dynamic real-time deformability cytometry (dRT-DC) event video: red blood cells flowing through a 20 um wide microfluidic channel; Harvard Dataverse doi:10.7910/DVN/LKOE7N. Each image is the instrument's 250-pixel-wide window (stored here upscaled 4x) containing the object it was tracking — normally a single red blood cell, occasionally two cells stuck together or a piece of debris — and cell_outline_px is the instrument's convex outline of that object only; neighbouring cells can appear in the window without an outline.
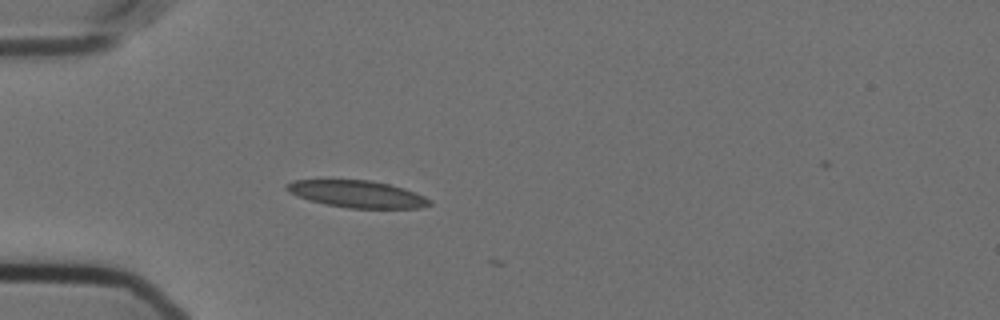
{"species": "Egyptian fruit bat (a non-hibernating species)", "species_latin": "Rousettus aegyptiacus", "temperature_condition": "cold", "stored_images_in_passage": 5, "camera_frame_rate_fps": 3000, "um_per_image_px": 0.085, "animal": {"sex": "female"}, "frame": {"image": 1, "passage_image": 1, "time_ms": 0.0, "image_size_px": [1000, 320], "cell_outline_px": [[432, 204], [420, 208], [348, 208], [324, 204], [308, 200], [296, 196], [288, 192], [284, 188], [292, 180], [368, 180], [388, 184], [404, 188], [416, 192], [432, 200]], "centroid_in_image_um": [30.36, 16.5], "position_along_channel_um": 54.6, "area_um2": 22.6}}